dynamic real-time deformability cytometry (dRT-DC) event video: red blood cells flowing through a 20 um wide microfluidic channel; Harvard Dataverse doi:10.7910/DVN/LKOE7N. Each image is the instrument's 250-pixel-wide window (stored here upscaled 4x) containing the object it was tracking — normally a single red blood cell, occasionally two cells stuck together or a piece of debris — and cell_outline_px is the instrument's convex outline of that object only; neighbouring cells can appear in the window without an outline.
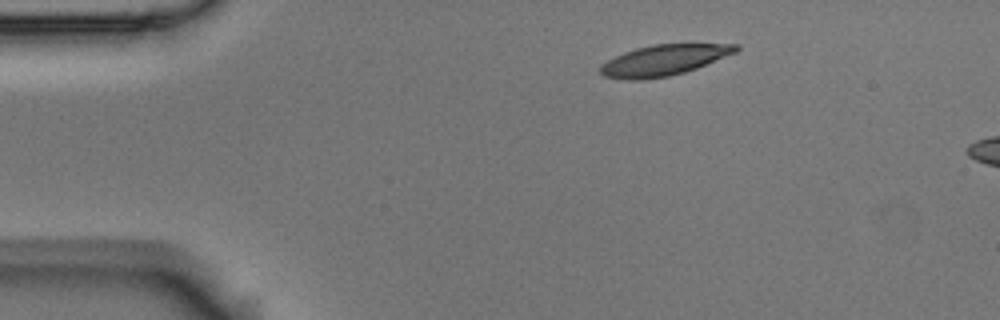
{"species": "Egyptian fruit bat (a non-hibernating species)", "species_latin": "Rousettus aegyptiacus", "temperature_condition": "room temperature", "stored_images_in_passage": 3, "camera_frame_rate_fps": 3000, "um_per_image_px": 0.085, "animal": {"sex": "male"}, "frame": {"image": 1, "passage_image": 1, "time_ms": 0.0, "image_size_px": [1000, 320], "cell_outline_px": [[740, 48], [736, 52], [696, 68], [684, 72], [668, 76], [640, 80], [628, 80], [604, 76], [600, 72], [600, 64], [624, 52], [636, 48], [652, 44], [740, 44]], "centroid_in_image_um": [56.41, 5.11], "position_along_channel_um": 28.6, "area_um2": 24.1}}